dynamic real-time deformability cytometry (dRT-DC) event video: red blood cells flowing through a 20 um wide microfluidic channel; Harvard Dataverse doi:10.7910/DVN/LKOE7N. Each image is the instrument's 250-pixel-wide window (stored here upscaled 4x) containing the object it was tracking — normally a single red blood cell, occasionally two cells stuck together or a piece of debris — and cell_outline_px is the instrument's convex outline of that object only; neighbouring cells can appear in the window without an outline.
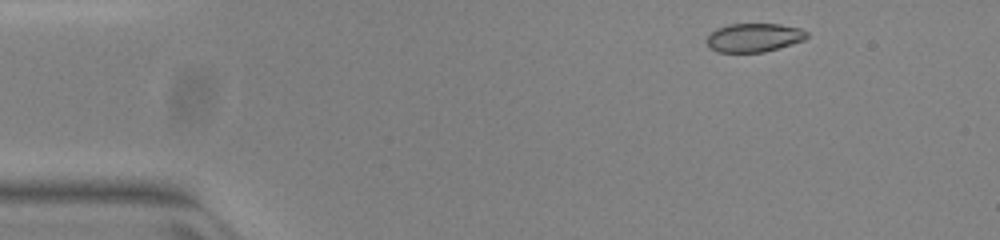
{"species": "common noctule bat (a hibernating species)", "species_latin": "Nyctalus noctula", "temperature_condition": "warm", "stored_images_in_passage": 47, "camera_frame_rate_fps": 3000, "um_per_image_px": 0.085, "animal": {"sex": "female", "body_mass_g": 23.0, "forearm_length_mm": 53.4}, "frame": {"image": 1, "passage_image": 2, "time_ms": 0.333, "image_size_px": [1000, 240], "cell_outline_px": [[808, 36], [804, 40], [792, 44], [764, 52], [716, 52], [708, 48], [708, 36], [716, 28], [728, 24], [780, 24], [800, 28], [808, 32]], "centroid_in_image_um": [64.09, 3.19], "position_along_channel_um": 20.9, "area_um2": 16.76}}
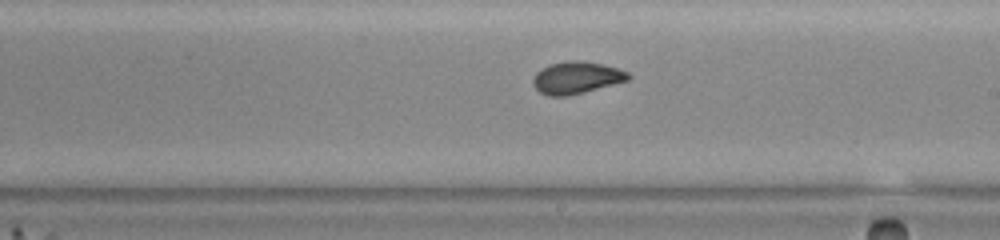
{"frame": {"image": 2, "passage_image": 25, "time_ms": 8.0, "image_size_px": [1000, 240], "cell_outline_px": [[632, 76], [628, 80], [564, 96], [548, 96], [540, 92], [532, 84], [532, 80], [536, 72], [552, 64], [568, 60], [580, 60], [600, 64], [616, 68], [628, 72]], "centroid_in_image_um": [48.97, 6.59], "position_along_channel_um": 240.0, "area_um2": 17.34}}
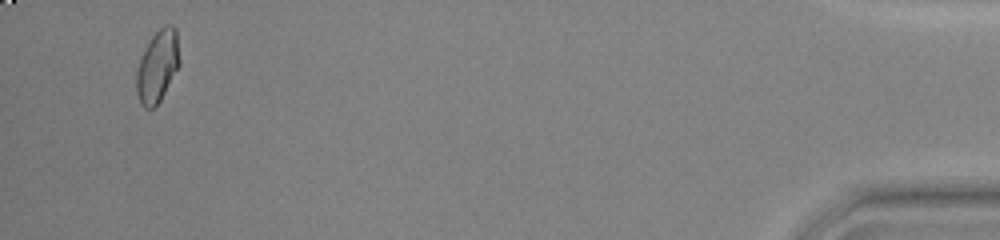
{"frame": {"image": 3, "passage_image": 45, "time_ms": 14.667, "image_size_px": [1000, 240], "cell_outline_px": [[180, 64], [160, 100], [152, 108], [144, 108], [136, 92], [136, 72], [140, 60], [152, 36], [164, 24], [172, 24], [176, 28], [180, 60]], "centroid_in_image_um": [13.41, 5.6], "position_along_channel_um": 421.8, "area_um2": 17.8}, "authors_computed_cell_mechanics": {"area_um2": 17.8024, "velocity_mm_per_s": 3.9726, "shape_relaxation_time_tau1_ms": 3.5881, "shape_relaxation_time_tau2_ms": 0.7657, "deformation_change_tau1": 0.1436, "deformation_change_tau2": 0.0448}}